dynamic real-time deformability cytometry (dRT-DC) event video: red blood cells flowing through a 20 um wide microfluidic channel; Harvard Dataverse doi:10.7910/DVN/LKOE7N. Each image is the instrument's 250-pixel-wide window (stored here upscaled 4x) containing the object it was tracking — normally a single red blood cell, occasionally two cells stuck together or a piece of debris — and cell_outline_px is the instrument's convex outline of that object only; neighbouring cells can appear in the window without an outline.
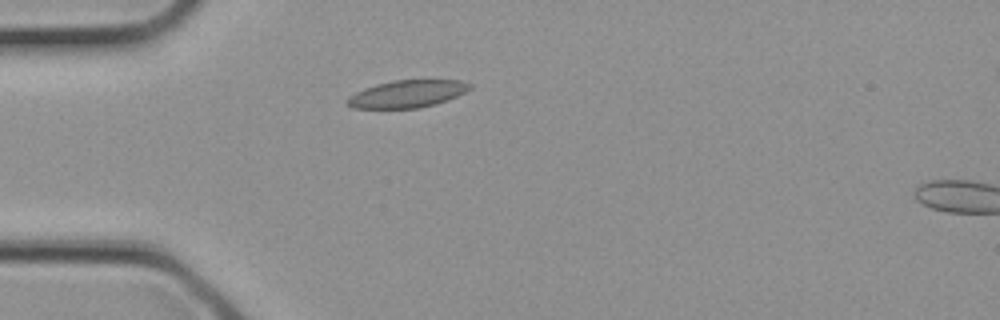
{"species": "common noctule bat (a hibernating species)", "species_latin": "Nyctalus noctula", "temperature_condition": "cold", "stored_images_in_passage": 4, "camera_frame_rate_fps": 3000, "um_per_image_px": 0.085, "animal": {"sex": "female", "body_mass_g": 21.9}, "frame": {"image": 1, "passage_image": 3, "time_ms": 0.667, "image_size_px": [1000, 320], "cell_outline_px": [[472, 88], [448, 100], [436, 104], [420, 108], [352, 108], [344, 104], [344, 100], [348, 96], [364, 88], [376, 84], [392, 80], [460, 80], [472, 84]], "centroid_in_image_um": [34.57, 7.98], "position_along_channel_um": 50.4, "area_um2": 19.77}}